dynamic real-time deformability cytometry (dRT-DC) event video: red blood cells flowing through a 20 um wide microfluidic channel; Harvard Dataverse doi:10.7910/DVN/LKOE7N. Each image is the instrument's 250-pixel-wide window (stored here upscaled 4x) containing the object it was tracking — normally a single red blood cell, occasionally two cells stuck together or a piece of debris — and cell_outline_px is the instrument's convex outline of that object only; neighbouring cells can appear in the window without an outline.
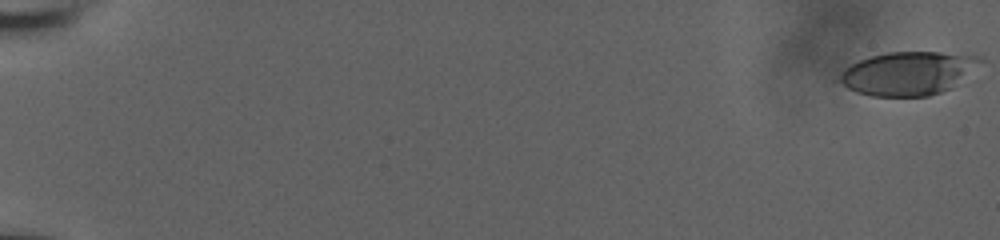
{"species": "human", "species_latin": "Homo sapiens", "temperature_condition": "room temperature", "stored_images_in_passage": 58, "camera_frame_rate_fps": 3000, "um_per_image_px": 0.085, "donor": {"sex": "male"}, "frame": {"image": 1, "passage_image": 1, "time_ms": 0.0, "image_size_px": [1000, 240], "cell_outline_px": [[984, 60], [952, 88], [928, 96], [872, 96], [856, 92], [832, 80], [844, 68], [868, 56], [888, 52], [940, 52], [984, 56]], "centroid_in_image_um": [77.13, 6.23], "position_along_channel_um": 7.9, "area_um2": 36.01}}
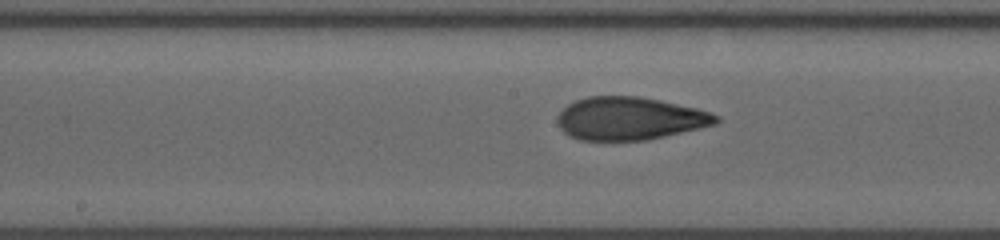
{"frame": {"image": 2, "passage_image": 33, "time_ms": 10.667, "image_size_px": [1000, 240], "cell_outline_px": [[720, 120], [716, 124], [700, 128], [648, 140], [580, 140], [568, 136], [560, 128], [556, 120], [556, 116], [568, 104], [576, 100], [588, 96], [640, 96], [660, 100], [696, 108], [720, 116]], "centroid_in_image_um": [53.51, 10.07], "position_along_channel_um": 194.7, "area_um2": 39.77}}
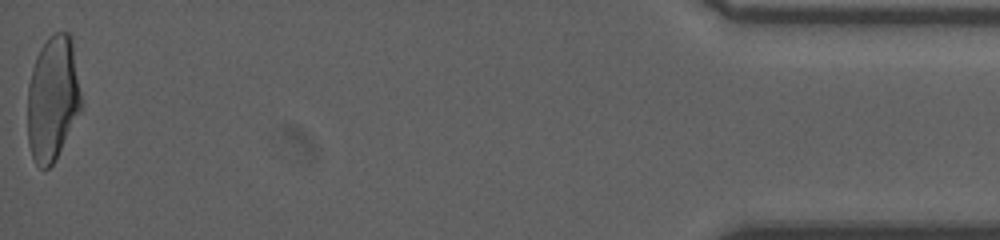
{"frame": {"image": 3, "passage_image": 58, "time_ms": 19.0, "image_size_px": [1000, 240], "cell_outline_px": [[84, 104], [80, 112], [52, 164], [48, 168], [40, 168], [36, 164], [32, 156], [28, 144], [28, 84], [32, 68], [36, 56], [40, 48], [48, 36], [56, 32], [68, 32], [72, 36]], "centroid_in_image_um": [4.51, 8.31], "position_along_channel_um": 430.7, "area_um2": 39.59}, "authors_computed_cell_mechanics": {"area_um2": 38.8994, "velocity_mm_per_s": 3.8571, "shape_relaxation_time_tau1_ms": 5.3122, "shape_relaxation_time_tau2_ms": 1.1501, "deformation_change_tau1": 0.2046, "deformation_change_tau2": 0.0783}}